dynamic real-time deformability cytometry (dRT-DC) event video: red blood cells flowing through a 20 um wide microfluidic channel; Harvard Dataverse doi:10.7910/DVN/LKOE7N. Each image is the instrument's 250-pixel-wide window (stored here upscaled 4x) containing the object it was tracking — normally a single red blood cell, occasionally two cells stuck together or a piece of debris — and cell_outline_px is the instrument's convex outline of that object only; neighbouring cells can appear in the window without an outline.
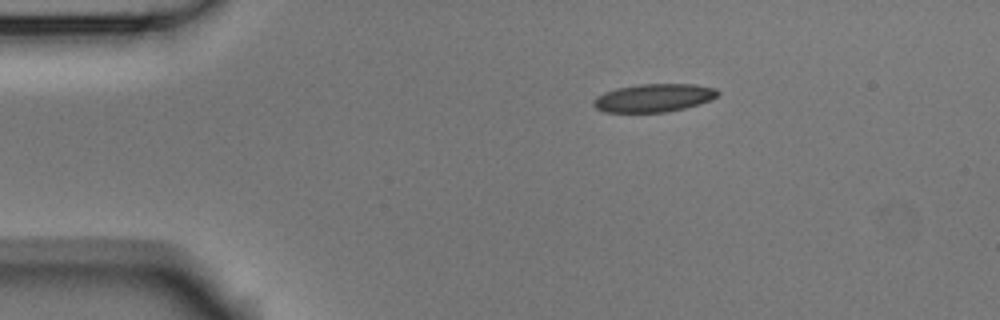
{"species": "Egyptian fruit bat (a non-hibernating species)", "species_latin": "Rousettus aegyptiacus", "temperature_condition": "room temperature", "stored_images_in_passage": 7, "camera_frame_rate_fps": 3000, "um_per_image_px": 0.085, "animal": {"sex": "male"}, "frame": {"image": 1, "passage_image": 1, "time_ms": 0.0, "image_size_px": [1000, 320], "cell_outline_px": [[720, 92], [716, 96], [708, 100], [684, 108], [664, 112], [604, 112], [596, 108], [592, 104], [592, 100], [596, 96], [604, 92], [616, 88], [640, 84], [696, 84], [716, 88]], "centroid_in_image_um": [55.52, 8.31], "position_along_channel_um": 29.5, "area_um2": 20.29}}
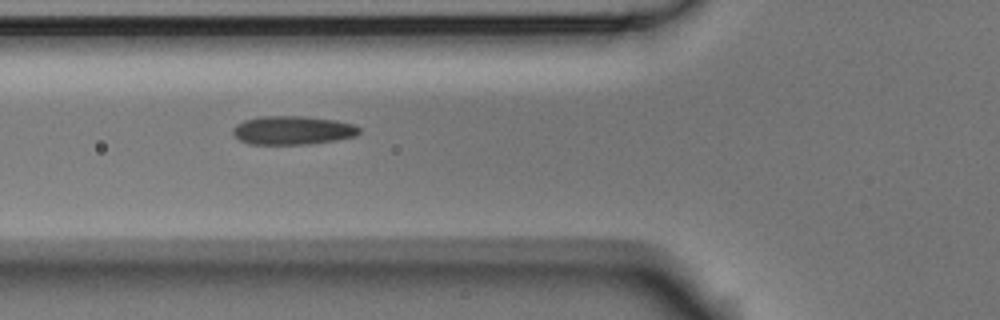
{"frame": {"image": 2, "passage_image": 4, "time_ms": 1.0, "image_size_px": [1000, 320], "cell_outline_px": [[360, 132], [356, 136], [336, 140], [308, 144], [248, 144], [240, 140], [232, 132], [232, 128], [236, 124], [244, 120], [260, 116], [300, 116], [336, 120], [352, 124], [360, 128]], "centroid_in_image_um": [24.86, 11.07], "position_along_channel_um": 100.9, "area_um2": 21.1}}
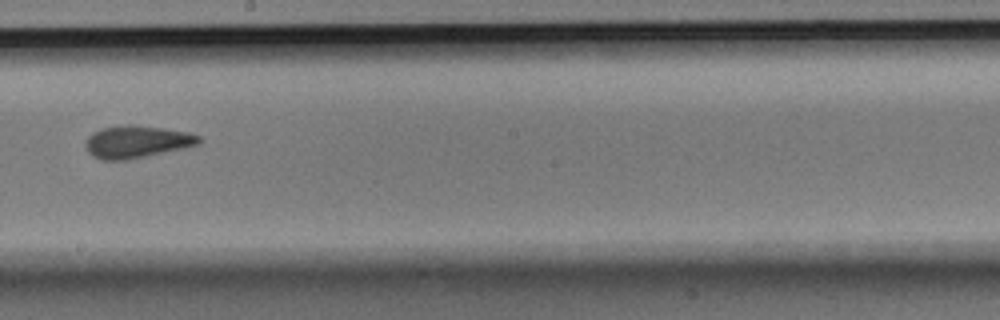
{"frame": {"image": 3, "passage_image": 7, "time_ms": 2.0, "image_size_px": [1000, 320], "cell_outline_px": [[200, 144], [184, 148], [128, 160], [100, 160], [92, 156], [88, 152], [84, 144], [84, 140], [92, 132], [100, 128], [128, 124], [164, 128], [188, 132], [200, 136]], "centroid_in_image_um": [11.58, 12.05], "position_along_channel_um": 236.6, "area_um2": 21.62}}